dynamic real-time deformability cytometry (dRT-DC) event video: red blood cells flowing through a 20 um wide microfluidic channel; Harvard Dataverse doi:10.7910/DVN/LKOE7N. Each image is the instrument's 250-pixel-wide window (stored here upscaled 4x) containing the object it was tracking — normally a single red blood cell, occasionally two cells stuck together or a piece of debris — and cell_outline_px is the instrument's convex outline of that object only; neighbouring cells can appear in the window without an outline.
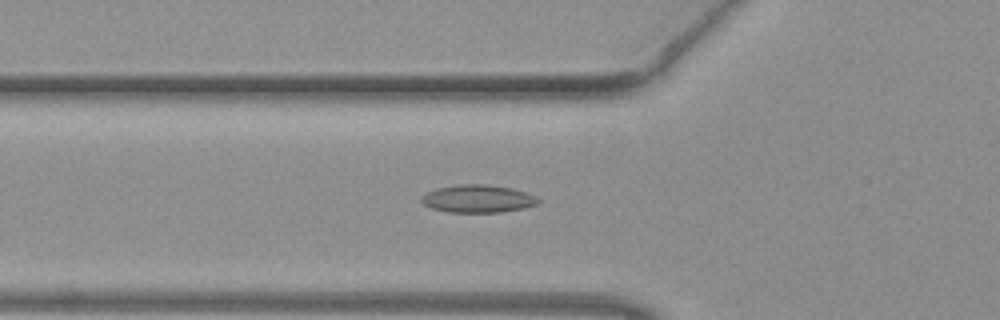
{"species": "common noctule bat (a hibernating species)", "species_latin": "Nyctalus noctula", "temperature_condition": "warm", "stored_images_in_passage": 50, "camera_frame_rate_fps": 3000, "um_per_image_px": 0.085, "animal": {"sex": "female", "body_mass_g": 19.3, "forearm_length_mm": 54.1}, "frame": {"image": 1, "passage_image": 17, "time_ms": 5.333, "image_size_px": [1000, 320], "cell_outline_px": [[540, 200], [536, 204], [524, 208], [500, 212], [448, 212], [432, 208], [424, 204], [420, 200], [420, 196], [436, 188], [460, 184], [484, 184], [512, 188], [536, 196]], "centroid_in_image_um": [40.59, 16.89], "position_along_channel_um": 85.2, "area_um2": 18.79}}
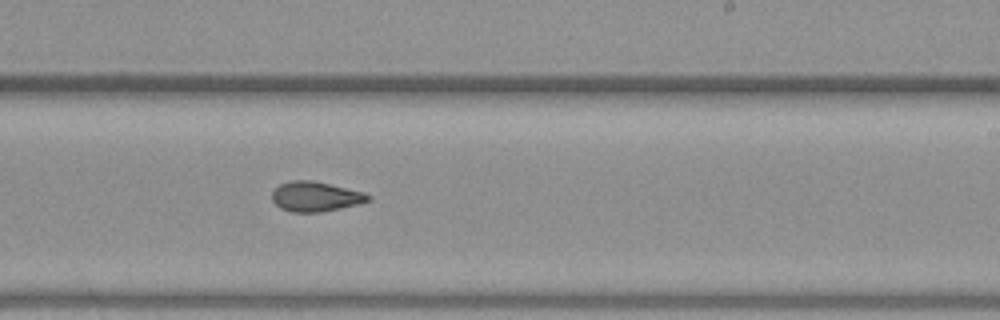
{"frame": {"image": 2, "passage_image": 30, "time_ms": 9.667, "image_size_px": [1000, 320], "cell_outline_px": [[372, 200], [340, 208], [320, 212], [292, 212], [280, 208], [272, 200], [272, 192], [280, 184], [288, 180], [312, 180], [364, 192], [372, 196]], "centroid_in_image_um": [26.81, 16.7], "position_along_channel_um": 262.2, "area_um2": 16.7}}
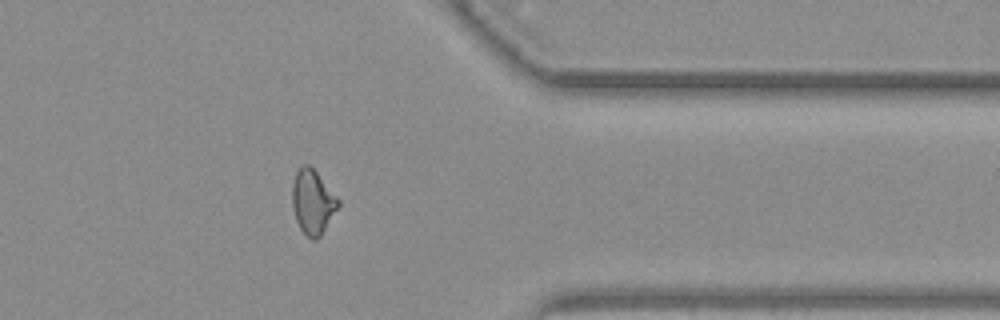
{"frame": {"image": 3, "passage_image": 40, "time_ms": 13.0, "image_size_px": [1000, 320], "cell_outline_px": [[340, 204], [320, 236], [316, 240], [312, 240], [300, 228], [296, 220], [292, 204], [292, 184], [296, 172], [304, 164], [308, 164], [316, 172], [340, 200]], "centroid_in_image_um": [26.57, 17.16], "position_along_channel_um": 384.8, "area_um2": 16.94}, "authors_computed_cell_mechanics": {"area_um2": 17.5712, "velocity_mm_per_s": 4.0688, "shape_relaxation_time_tau1_ms": null, "shape_relaxation_time_tau2_ms": 1.67, "deformation_change_tau1": null, "deformation_change_tau2": 0.0745}}